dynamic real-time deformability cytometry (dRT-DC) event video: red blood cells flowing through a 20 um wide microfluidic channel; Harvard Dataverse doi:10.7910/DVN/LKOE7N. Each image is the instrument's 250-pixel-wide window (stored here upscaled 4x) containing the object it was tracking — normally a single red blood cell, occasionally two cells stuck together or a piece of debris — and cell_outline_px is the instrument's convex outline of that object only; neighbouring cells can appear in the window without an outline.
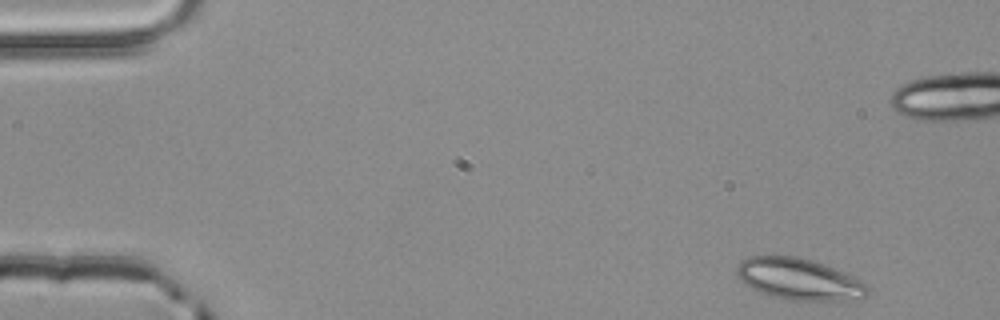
{"species": "common noctule bat (a hibernating species)", "species_latin": "Nyctalus noctula", "temperature_condition": "room temperature", "stored_images_in_passage": 4, "camera_frame_rate_fps": 3000, "um_per_image_px": 0.085, "animal": {"sex": "male", "body_mass_g": 20.4}, "frame": {"image": 1, "passage_image": 1, "time_ms": 0.0, "image_size_px": [1000, 320], "cell_outline_px": [[868, 296], [840, 300], [788, 300], [772, 296], [760, 292], [744, 284], [740, 280], [736, 272], [736, 264], [740, 260], [748, 256], [796, 256], [812, 260], [824, 264], [844, 272], [868, 284]], "centroid_in_image_um": [67.87, 23.71], "position_along_channel_um": 17.1, "area_um2": 31.62}}